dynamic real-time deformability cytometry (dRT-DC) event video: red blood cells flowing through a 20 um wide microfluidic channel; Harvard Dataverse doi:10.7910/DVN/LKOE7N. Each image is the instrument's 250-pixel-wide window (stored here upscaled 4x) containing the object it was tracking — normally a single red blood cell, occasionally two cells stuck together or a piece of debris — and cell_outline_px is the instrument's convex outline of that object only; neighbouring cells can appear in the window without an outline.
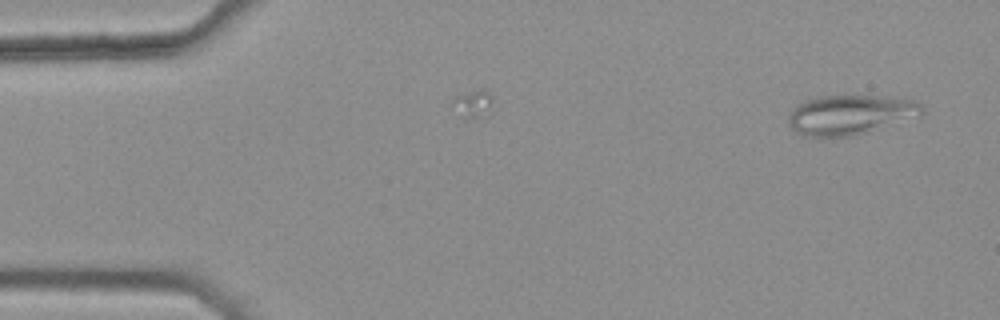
{"species": "common noctule bat (a hibernating species)", "species_latin": "Nyctalus noctula", "temperature_condition": "warm", "stored_images_in_passage": 3, "camera_frame_rate_fps": 3000, "um_per_image_px": 0.085, "animal": {"sex": "female", "body_mass_g": 25.1}, "frame": {"image": 1, "passage_image": 1, "time_ms": 0.0, "image_size_px": [1000, 320], "cell_outline_px": [[924, 112], [868, 132], [852, 136], [804, 136], [796, 132], [788, 124], [788, 112], [792, 108], [804, 100], [820, 96], [880, 96], [916, 100], [924, 108]], "centroid_in_image_um": [72.19, 9.74], "position_along_channel_um": 12.8, "area_um2": 30.52}}